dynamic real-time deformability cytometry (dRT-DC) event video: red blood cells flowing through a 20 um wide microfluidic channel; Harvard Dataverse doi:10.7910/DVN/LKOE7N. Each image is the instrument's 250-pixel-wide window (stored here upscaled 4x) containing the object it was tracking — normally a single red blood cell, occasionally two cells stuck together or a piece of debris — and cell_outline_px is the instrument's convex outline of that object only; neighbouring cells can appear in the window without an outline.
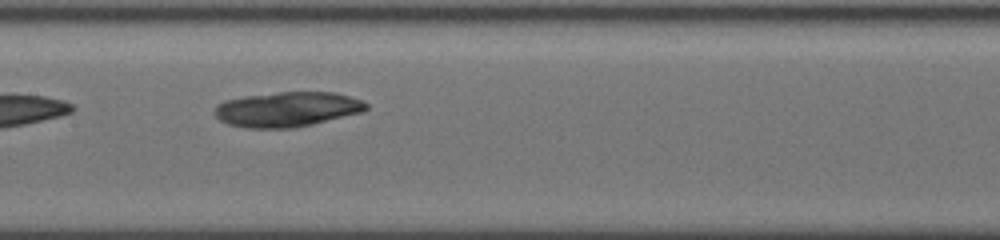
{"species": "common noctule bat (a hibernating species)", "species_latin": "Nyctalus noctula", "temperature_condition": "cold", "stored_images_in_passage": 11, "camera_frame_rate_fps": 3000, "um_per_image_px": 0.085, "animal": {"sex": "female", "body_mass_g": 19.5, "forearm_length_mm": 54.1}, "frame": {"image": 1, "passage_image": 10, "time_ms": 6.667, "image_size_px": [1000, 240], "cell_outline_px": [[368, 108], [360, 112], [312, 124], [292, 128], [244, 128], [228, 124], [220, 120], [212, 112], [216, 104], [224, 100], [244, 96], [280, 92], [332, 92], [348, 96], [360, 100], [368, 104]], "centroid_in_image_um": [24.33, 9.29], "position_along_channel_um": 183.1, "area_um2": 30.75}}